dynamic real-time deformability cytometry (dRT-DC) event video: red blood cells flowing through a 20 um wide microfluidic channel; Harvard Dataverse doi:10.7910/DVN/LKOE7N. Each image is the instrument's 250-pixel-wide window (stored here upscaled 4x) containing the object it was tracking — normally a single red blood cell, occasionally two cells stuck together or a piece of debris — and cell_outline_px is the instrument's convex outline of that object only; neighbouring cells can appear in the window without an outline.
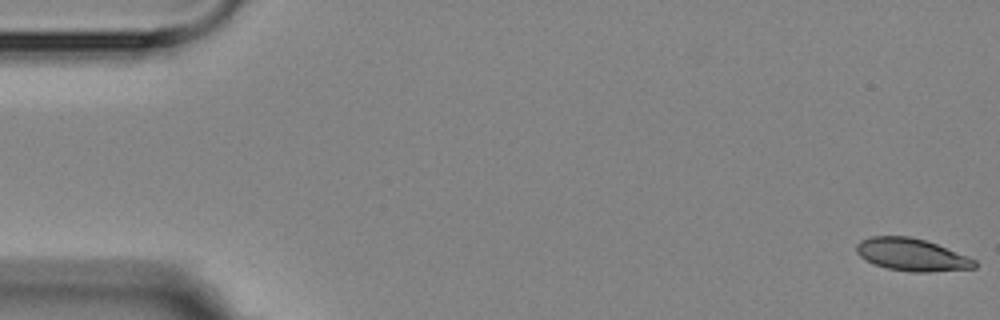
{"species": "Egyptian fruit bat (a non-hibernating species)", "species_latin": "Rousettus aegyptiacus", "temperature_condition": "room temperature", "stored_images_in_passage": 6, "camera_frame_rate_fps": 3000, "um_per_image_px": 0.085, "animal": {"sex": "female"}, "frame": {"image": 1, "passage_image": 1, "time_ms": 0.0, "image_size_px": [1000, 320], "cell_outline_px": [[976, 268], [928, 272], [912, 272], [888, 268], [864, 260], [856, 252], [856, 244], [860, 240], [872, 236], [908, 236], [924, 240], [936, 244], [968, 256], [976, 260]], "centroid_in_image_um": [77.49, 21.65], "position_along_channel_um": 7.5, "area_um2": 22.25}}
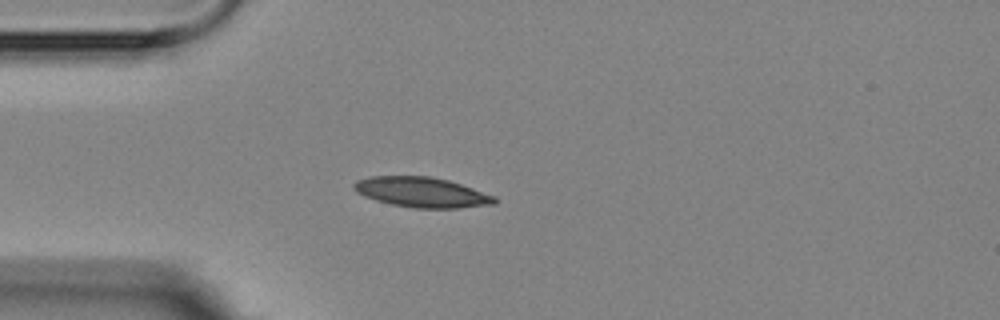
{"frame": {"image": 2, "passage_image": 5, "time_ms": 4.667, "image_size_px": [1000, 320], "cell_outline_px": [[500, 200], [496, 204], [460, 208], [416, 208], [392, 204], [376, 200], [364, 196], [356, 192], [352, 188], [352, 184], [356, 180], [372, 176], [428, 176], [448, 180], [496, 196]], "centroid_in_image_um": [35.87, 16.34], "position_along_channel_um": 49.1, "area_um2": 24.8}}